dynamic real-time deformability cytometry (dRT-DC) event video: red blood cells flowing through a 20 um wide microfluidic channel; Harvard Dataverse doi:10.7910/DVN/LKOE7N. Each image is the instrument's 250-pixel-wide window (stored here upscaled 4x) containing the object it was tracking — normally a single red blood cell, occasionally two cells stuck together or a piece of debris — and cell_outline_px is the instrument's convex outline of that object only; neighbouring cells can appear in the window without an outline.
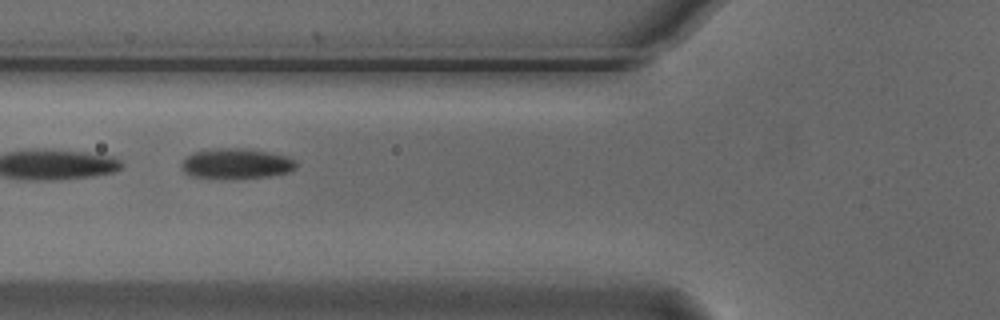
{"species": "Egyptian fruit bat (a non-hibernating species)", "species_latin": "Rousettus aegyptiacus", "temperature_condition": "cold", "stored_images_in_passage": 7, "camera_frame_rate_fps": 3000, "um_per_image_px": 0.085, "animal": {"sex": "male"}, "frame": {"image": 1, "passage_image": 3, "time_ms": 0.667, "image_size_px": [1000, 320], "cell_outline_px": [[296, 168], [288, 172], [268, 176], [212, 180], [188, 176], [180, 168], [180, 164], [184, 156], [192, 152], [216, 148], [248, 148], [288, 156], [296, 160]], "centroid_in_image_um": [19.99, 13.92], "position_along_channel_um": 105.8, "area_um2": 20.98}}
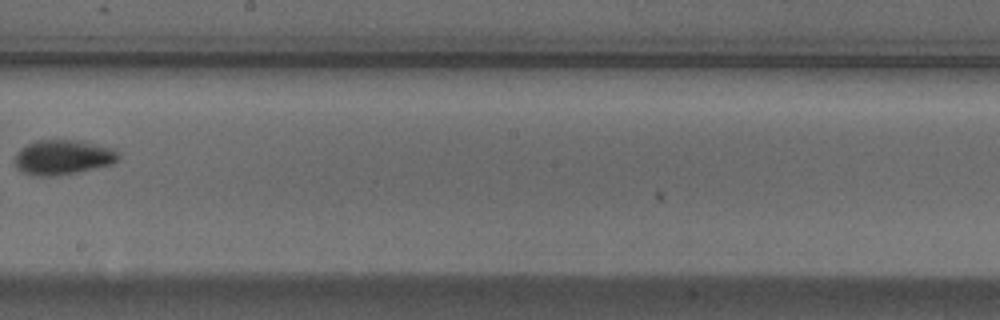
{"frame": {"image": 2, "passage_image": 6, "time_ms": 1.667, "image_size_px": [1000, 320], "cell_outline_px": [[120, 156], [112, 164], [80, 172], [52, 176], [36, 176], [24, 172], [16, 168], [12, 160], [16, 152], [20, 148], [36, 140], [72, 140], [112, 148], [120, 152]], "centroid_in_image_um": [5.3, 13.38], "position_along_channel_um": 242.9, "area_um2": 21.1}}
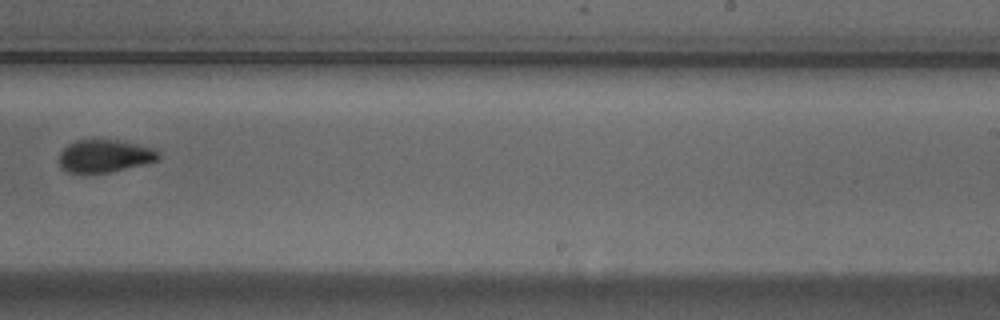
{"frame": {"image": 3, "passage_image": 7, "time_ms": 2.0, "image_size_px": [1000, 320], "cell_outline_px": [[160, 160], [112, 172], [84, 176], [68, 172], [60, 168], [60, 152], [68, 144], [76, 140], [92, 136], [100, 136], [156, 148], [160, 152]], "centroid_in_image_um": [8.88, 13.24], "position_along_channel_um": 280.1, "area_um2": 20.35}}